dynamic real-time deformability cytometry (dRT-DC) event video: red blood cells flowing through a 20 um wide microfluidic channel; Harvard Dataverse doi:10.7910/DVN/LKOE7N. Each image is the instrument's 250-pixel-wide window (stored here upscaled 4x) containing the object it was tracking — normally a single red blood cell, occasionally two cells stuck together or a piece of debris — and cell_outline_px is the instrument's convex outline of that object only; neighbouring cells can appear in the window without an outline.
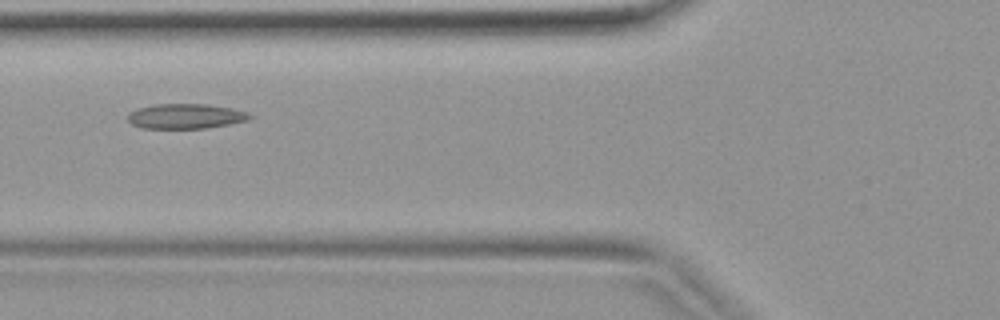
{"species": "common noctule bat (a hibernating species)", "species_latin": "Nyctalus noctula", "temperature_condition": "warm", "stored_images_in_passage": 26, "camera_frame_rate_fps": 3000, "um_per_image_px": 0.085, "animal": {"sex": "female", "body_mass_g": 19.9}, "frame": {"image": 1, "passage_image": 5, "time_ms": 1.333, "image_size_px": [1000, 320], "cell_outline_px": [[252, 116], [248, 120], [228, 124], [204, 128], [140, 128], [132, 124], [128, 120], [128, 112], [136, 108], [156, 104], [208, 104], [232, 108], [248, 112]], "centroid_in_image_um": [15.75, 9.87], "position_along_channel_um": 110.1, "area_um2": 17.74}}
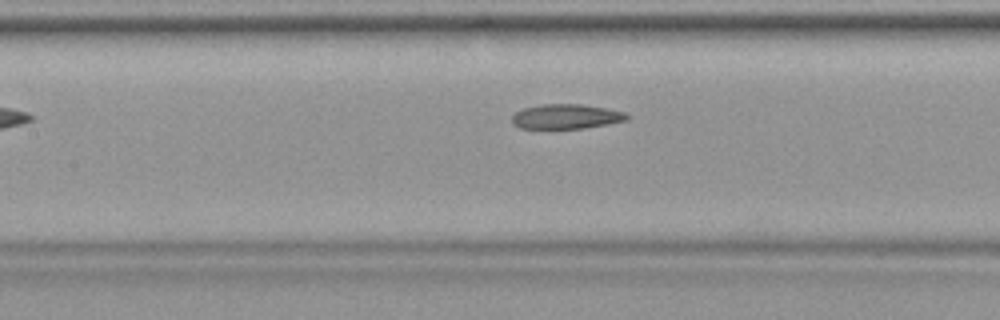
{"frame": {"image": 2, "passage_image": 8, "time_ms": 2.333, "image_size_px": [1000, 320], "cell_outline_px": [[632, 116], [628, 120], [608, 124], [584, 128], [520, 128], [512, 124], [512, 116], [516, 112], [524, 108], [540, 104], [584, 104], [624, 112]], "centroid_in_image_um": [48.14, 9.9], "position_along_channel_um": 159.3, "area_um2": 16.59}}